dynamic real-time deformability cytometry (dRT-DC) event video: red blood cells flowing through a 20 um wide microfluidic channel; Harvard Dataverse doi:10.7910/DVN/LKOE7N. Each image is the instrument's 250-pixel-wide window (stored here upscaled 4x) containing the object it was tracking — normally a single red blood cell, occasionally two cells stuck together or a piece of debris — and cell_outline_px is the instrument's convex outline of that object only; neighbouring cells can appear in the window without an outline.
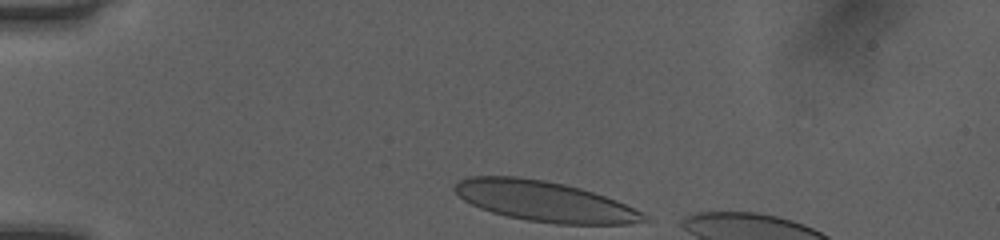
{"species": "human", "species_latin": "Homo sapiens", "temperature_condition": "room temperature", "stored_images_in_passage": 33, "camera_frame_rate_fps": 3000, "um_per_image_px": 0.085, "donor": {"sex": "female"}, "frame": {"image": 1, "passage_image": 1, "time_ms": 0.0, "image_size_px": [1000, 240], "cell_outline_px": [[652, 220], [628, 224], [556, 224], [528, 220], [508, 216], [492, 212], [480, 208], [464, 200], [452, 188], [460, 180], [468, 176], [516, 176], [544, 180], [564, 184], [580, 188], [616, 200], [648, 216]], "centroid_in_image_um": [46.28, 17.11], "position_along_channel_um": 38.7, "area_um2": 44.16}}
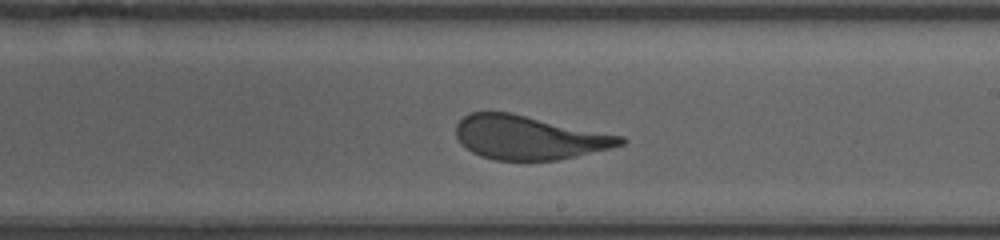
{"frame": {"image": 2, "passage_image": 20, "time_ms": 6.333, "image_size_px": [1000, 240], "cell_outline_px": [[628, 140], [624, 144], [560, 160], [496, 160], [480, 156], [472, 152], [456, 136], [456, 124], [464, 116], [472, 112], [512, 112], [624, 136]], "centroid_in_image_um": [44.99, 11.68], "position_along_channel_um": 244.0, "area_um2": 41.96}}
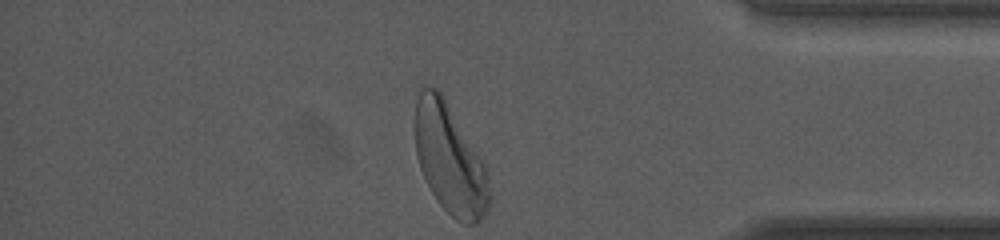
{"frame": {"image": 3, "passage_image": 33, "time_ms": 10.667, "image_size_px": [1000, 240], "cell_outline_px": [[492, 200], [484, 216], [476, 224], [464, 224], [456, 220], [436, 200], [420, 168], [416, 156], [416, 100], [420, 88], [424, 84], [436, 88], [444, 96], [484, 160], [488, 172], [492, 196]], "centroid_in_image_um": [38.28, 13.53], "position_along_channel_um": 396.9, "area_um2": 48.21}, "authors_computed_cell_mechanics": {"area_um2": 43.2344, "velocity_mm_per_s": 4.0426, "shape_relaxation_time_tau1_ms": 3.7066, "shape_relaxation_time_tau2_ms": null, "deformation_change_tau1": 0.1844, "deformation_change_tau2": null}}